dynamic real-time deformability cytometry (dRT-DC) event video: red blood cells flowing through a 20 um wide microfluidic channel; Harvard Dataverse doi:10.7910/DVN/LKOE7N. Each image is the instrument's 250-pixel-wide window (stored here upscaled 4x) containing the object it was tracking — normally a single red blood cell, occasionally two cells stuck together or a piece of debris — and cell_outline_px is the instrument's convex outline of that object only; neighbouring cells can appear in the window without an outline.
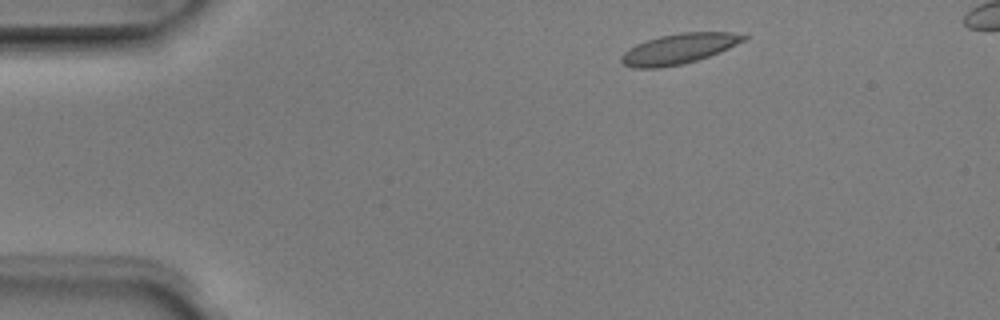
{"species": "Egyptian fruit bat (a non-hibernating species)", "species_latin": "Rousettus aegyptiacus", "temperature_condition": "room temperature", "stored_images_in_passage": 4, "camera_frame_rate_fps": 3000, "um_per_image_px": 0.085, "animal": {"sex": "male"}, "frame": {"image": 1, "passage_image": 1, "time_ms": 0.0, "image_size_px": [1000, 320], "cell_outline_px": [[748, 36], [744, 40], [720, 52], [684, 64], [660, 68], [632, 68], [624, 64], [620, 60], [620, 56], [624, 52], [636, 44], [660, 36], [680, 32], [732, 32]], "centroid_in_image_um": [57.67, 4.15], "position_along_channel_um": 27.3, "area_um2": 21.44}}